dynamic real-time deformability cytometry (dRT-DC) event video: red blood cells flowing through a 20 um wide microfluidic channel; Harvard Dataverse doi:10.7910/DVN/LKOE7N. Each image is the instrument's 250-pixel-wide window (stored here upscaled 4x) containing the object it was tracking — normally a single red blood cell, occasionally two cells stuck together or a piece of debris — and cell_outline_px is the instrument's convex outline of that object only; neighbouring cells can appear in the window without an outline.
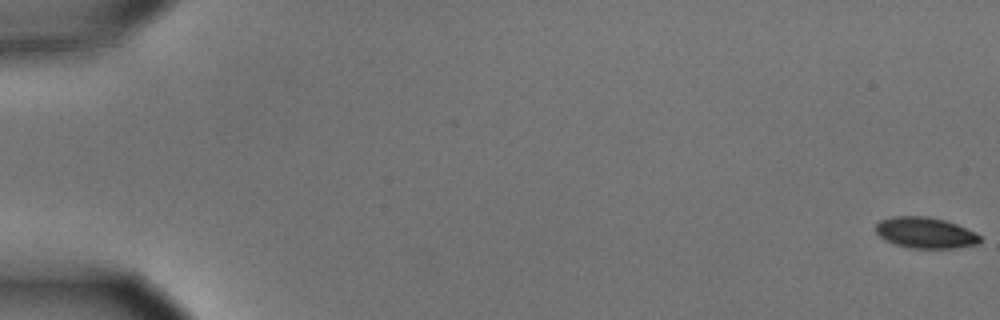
{"species": "common noctule bat (a hibernating species)", "species_latin": "Nyctalus noctula", "temperature_condition": "cold", "stored_images_in_passage": 58, "camera_frame_rate_fps": 3000, "um_per_image_px": 0.085, "animal": {"sex": "male", "body_mass_g": 15.6}, "frame": {"image": 1, "passage_image": 1, "time_ms": 0.0, "image_size_px": [1000, 320], "cell_outline_px": [[980, 244], [952, 248], [908, 248], [884, 240], [876, 232], [876, 224], [880, 220], [892, 216], [924, 216], [944, 220], [956, 224], [980, 236]], "centroid_in_image_um": [78.62, 19.79], "position_along_channel_um": 6.4, "area_um2": 18.67}}
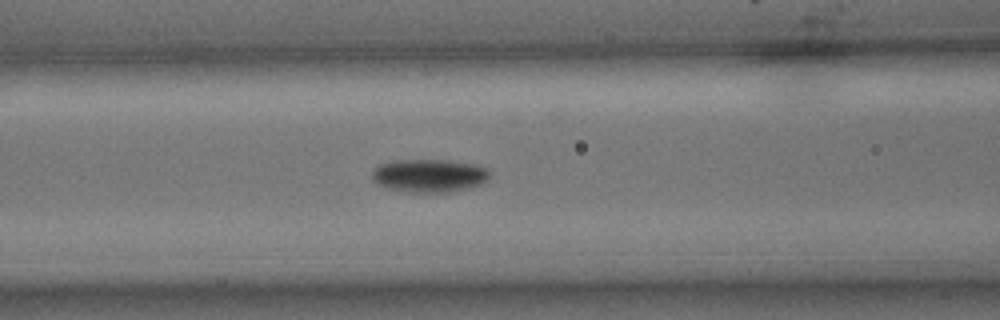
{"frame": {"image": 2, "passage_image": 25, "time_ms": 8.0, "image_size_px": [1000, 320], "cell_outline_px": [[488, 180], [480, 184], [468, 188], [452, 192], [412, 192], [388, 188], [376, 184], [372, 180], [372, 172], [380, 164], [396, 160], [448, 160], [476, 164], [488, 168]], "centroid_in_image_um": [36.49, 14.92], "position_along_channel_um": 130.1, "area_um2": 22.72}}
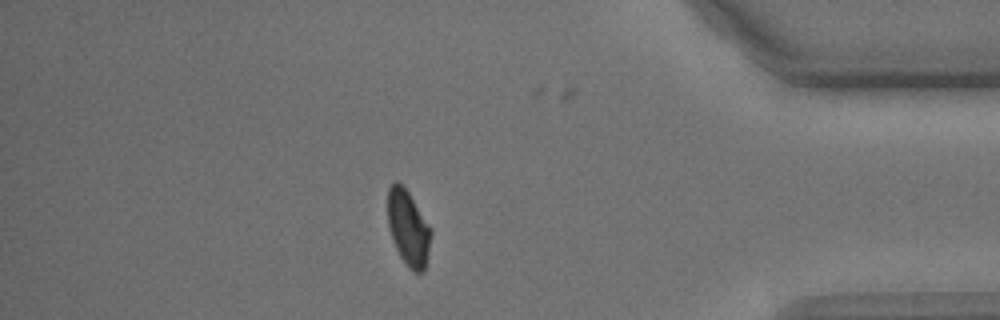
{"frame": {"image": 3, "passage_image": 50, "time_ms": 16.333, "image_size_px": [1000, 320], "cell_outline_px": [[432, 232], [424, 272], [412, 272], [408, 268], [400, 256], [396, 248], [388, 224], [388, 188], [396, 180], [408, 192], [432, 228]], "centroid_in_image_um": [34.72, 19.4], "position_along_channel_um": 400.5, "area_um2": 18.84}, "authors_computed_cell_mechanics": {"area_um2": 20.2011, "velocity_mm_per_s": 3.6154, "shape_relaxation_time_tau1_ms": 2.0798, "shape_relaxation_time_tau2_ms": null, "deformation_change_tau1": 0.1015, "deformation_change_tau2": null}}